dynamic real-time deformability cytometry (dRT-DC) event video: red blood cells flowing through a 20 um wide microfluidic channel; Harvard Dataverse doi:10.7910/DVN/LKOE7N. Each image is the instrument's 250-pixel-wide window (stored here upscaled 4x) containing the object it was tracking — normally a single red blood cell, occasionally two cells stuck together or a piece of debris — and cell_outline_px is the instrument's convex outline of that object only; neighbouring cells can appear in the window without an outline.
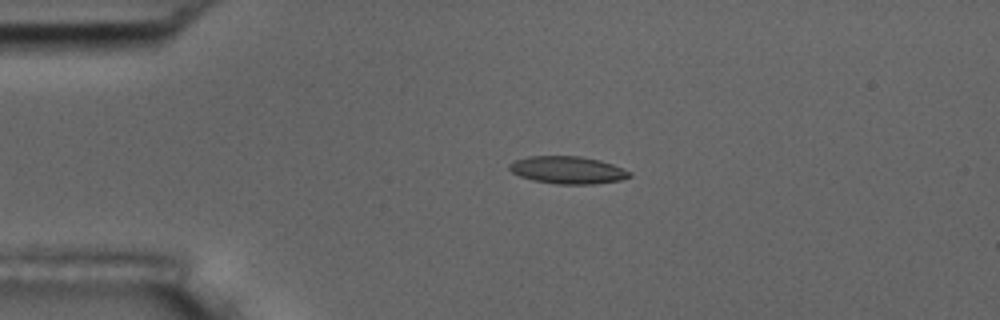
{"species": "common noctule bat (a hibernating species)", "species_latin": "Nyctalus noctula", "temperature_condition": "room temperature", "stored_images_in_passage": 5, "camera_frame_rate_fps": 3000, "um_per_image_px": 0.085, "animal": {"sex": "male", "body_mass_g": 17.5, "forearm_length_mm": 52.3}, "frame": {"image": 1, "passage_image": 4, "time_ms": 3.667, "image_size_px": [1000, 320], "cell_outline_px": [[632, 176], [620, 180], [592, 184], [560, 184], [532, 180], [520, 176], [512, 172], [508, 168], [508, 164], [516, 160], [528, 156], [580, 156], [600, 160], [612, 164], [632, 172]], "centroid_in_image_um": [48.25, 14.45], "position_along_channel_um": 36.7, "area_um2": 19.19}}